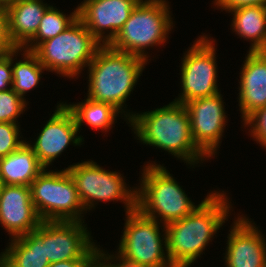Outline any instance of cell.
I'll use <instances>...</instances> for the list:
<instances>
[{
	"label": "cell",
	"instance_id": "obj_1",
	"mask_svg": "<svg viewBox=\"0 0 266 267\" xmlns=\"http://www.w3.org/2000/svg\"><path fill=\"white\" fill-rule=\"evenodd\" d=\"M218 190L208 191L189 215L166 225L167 254L173 267L194 266L232 215L228 191Z\"/></svg>",
	"mask_w": 266,
	"mask_h": 267
},
{
	"label": "cell",
	"instance_id": "obj_2",
	"mask_svg": "<svg viewBox=\"0 0 266 267\" xmlns=\"http://www.w3.org/2000/svg\"><path fill=\"white\" fill-rule=\"evenodd\" d=\"M128 126L136 141L166 151L188 168L209 160L192 139L190 115L184 104L172 101L150 111L135 112Z\"/></svg>",
	"mask_w": 266,
	"mask_h": 267
},
{
	"label": "cell",
	"instance_id": "obj_3",
	"mask_svg": "<svg viewBox=\"0 0 266 267\" xmlns=\"http://www.w3.org/2000/svg\"><path fill=\"white\" fill-rule=\"evenodd\" d=\"M146 60L112 49L109 45H101L87 66L88 98L108 103L116 108L124 121L134 115L127 109V101L133 93L140 76L145 71ZM127 100V101H126Z\"/></svg>",
	"mask_w": 266,
	"mask_h": 267
},
{
	"label": "cell",
	"instance_id": "obj_4",
	"mask_svg": "<svg viewBox=\"0 0 266 267\" xmlns=\"http://www.w3.org/2000/svg\"><path fill=\"white\" fill-rule=\"evenodd\" d=\"M137 185V209L146 217L167 225L189 215L195 204L164 164L148 161Z\"/></svg>",
	"mask_w": 266,
	"mask_h": 267
},
{
	"label": "cell",
	"instance_id": "obj_5",
	"mask_svg": "<svg viewBox=\"0 0 266 267\" xmlns=\"http://www.w3.org/2000/svg\"><path fill=\"white\" fill-rule=\"evenodd\" d=\"M169 3L168 0H140L109 46L149 63L153 56L147 50L164 47L174 30L176 23Z\"/></svg>",
	"mask_w": 266,
	"mask_h": 267
},
{
	"label": "cell",
	"instance_id": "obj_6",
	"mask_svg": "<svg viewBox=\"0 0 266 267\" xmlns=\"http://www.w3.org/2000/svg\"><path fill=\"white\" fill-rule=\"evenodd\" d=\"M100 46L78 17L63 32L41 42L32 52L48 73L78 80Z\"/></svg>",
	"mask_w": 266,
	"mask_h": 267
},
{
	"label": "cell",
	"instance_id": "obj_7",
	"mask_svg": "<svg viewBox=\"0 0 266 267\" xmlns=\"http://www.w3.org/2000/svg\"><path fill=\"white\" fill-rule=\"evenodd\" d=\"M121 240L113 252L125 262L146 267H173L167 254L166 225L138 209L125 214Z\"/></svg>",
	"mask_w": 266,
	"mask_h": 267
},
{
	"label": "cell",
	"instance_id": "obj_8",
	"mask_svg": "<svg viewBox=\"0 0 266 267\" xmlns=\"http://www.w3.org/2000/svg\"><path fill=\"white\" fill-rule=\"evenodd\" d=\"M66 169L75 182L86 212L94 210L99 202L111 201L123 203L125 214L137 209V186L130 187L120 171H109L90 159L73 163Z\"/></svg>",
	"mask_w": 266,
	"mask_h": 267
},
{
	"label": "cell",
	"instance_id": "obj_9",
	"mask_svg": "<svg viewBox=\"0 0 266 267\" xmlns=\"http://www.w3.org/2000/svg\"><path fill=\"white\" fill-rule=\"evenodd\" d=\"M30 189L41 221H86L87 212L66 168L58 171L45 168L31 183Z\"/></svg>",
	"mask_w": 266,
	"mask_h": 267
},
{
	"label": "cell",
	"instance_id": "obj_10",
	"mask_svg": "<svg viewBox=\"0 0 266 267\" xmlns=\"http://www.w3.org/2000/svg\"><path fill=\"white\" fill-rule=\"evenodd\" d=\"M211 35L198 36L183 53L180 64V92L174 102L186 104L194 99L221 92L218 88L217 44ZM218 73V74H217Z\"/></svg>",
	"mask_w": 266,
	"mask_h": 267
},
{
	"label": "cell",
	"instance_id": "obj_11",
	"mask_svg": "<svg viewBox=\"0 0 266 267\" xmlns=\"http://www.w3.org/2000/svg\"><path fill=\"white\" fill-rule=\"evenodd\" d=\"M86 222L44 221V252L50 263L70 259H91L100 245Z\"/></svg>",
	"mask_w": 266,
	"mask_h": 267
},
{
	"label": "cell",
	"instance_id": "obj_12",
	"mask_svg": "<svg viewBox=\"0 0 266 267\" xmlns=\"http://www.w3.org/2000/svg\"><path fill=\"white\" fill-rule=\"evenodd\" d=\"M224 104L221 92L185 104L190 115L192 139L209 159L219 154L226 125L228 127L226 104Z\"/></svg>",
	"mask_w": 266,
	"mask_h": 267
},
{
	"label": "cell",
	"instance_id": "obj_13",
	"mask_svg": "<svg viewBox=\"0 0 266 267\" xmlns=\"http://www.w3.org/2000/svg\"><path fill=\"white\" fill-rule=\"evenodd\" d=\"M55 107L56 109L49 120H46V124H43L34 142L27 141L41 165L49 169L70 145L81 147L85 141L84 137L78 133L74 114L66 104L60 100Z\"/></svg>",
	"mask_w": 266,
	"mask_h": 267
},
{
	"label": "cell",
	"instance_id": "obj_14",
	"mask_svg": "<svg viewBox=\"0 0 266 267\" xmlns=\"http://www.w3.org/2000/svg\"><path fill=\"white\" fill-rule=\"evenodd\" d=\"M240 214L234 216L229 228L223 266L266 267V235L259 229L260 226L257 227L254 219Z\"/></svg>",
	"mask_w": 266,
	"mask_h": 267
},
{
	"label": "cell",
	"instance_id": "obj_15",
	"mask_svg": "<svg viewBox=\"0 0 266 267\" xmlns=\"http://www.w3.org/2000/svg\"><path fill=\"white\" fill-rule=\"evenodd\" d=\"M140 0H83L78 17L101 45H109Z\"/></svg>",
	"mask_w": 266,
	"mask_h": 267
},
{
	"label": "cell",
	"instance_id": "obj_16",
	"mask_svg": "<svg viewBox=\"0 0 266 267\" xmlns=\"http://www.w3.org/2000/svg\"><path fill=\"white\" fill-rule=\"evenodd\" d=\"M41 222L29 186L3 185L0 191V225L9 239L33 232Z\"/></svg>",
	"mask_w": 266,
	"mask_h": 267
},
{
	"label": "cell",
	"instance_id": "obj_17",
	"mask_svg": "<svg viewBox=\"0 0 266 267\" xmlns=\"http://www.w3.org/2000/svg\"><path fill=\"white\" fill-rule=\"evenodd\" d=\"M246 54L237 88L241 122L266 106V62L256 51H247Z\"/></svg>",
	"mask_w": 266,
	"mask_h": 267
},
{
	"label": "cell",
	"instance_id": "obj_18",
	"mask_svg": "<svg viewBox=\"0 0 266 267\" xmlns=\"http://www.w3.org/2000/svg\"><path fill=\"white\" fill-rule=\"evenodd\" d=\"M0 253V267H48L44 252V221L28 234L8 240Z\"/></svg>",
	"mask_w": 266,
	"mask_h": 267
},
{
	"label": "cell",
	"instance_id": "obj_19",
	"mask_svg": "<svg viewBox=\"0 0 266 267\" xmlns=\"http://www.w3.org/2000/svg\"><path fill=\"white\" fill-rule=\"evenodd\" d=\"M49 6L45 0H20L7 9L8 33L16 48H23L36 35Z\"/></svg>",
	"mask_w": 266,
	"mask_h": 267
},
{
	"label": "cell",
	"instance_id": "obj_20",
	"mask_svg": "<svg viewBox=\"0 0 266 267\" xmlns=\"http://www.w3.org/2000/svg\"><path fill=\"white\" fill-rule=\"evenodd\" d=\"M44 169L27 141L14 152L0 158V175L4 185L30 187Z\"/></svg>",
	"mask_w": 266,
	"mask_h": 267
},
{
	"label": "cell",
	"instance_id": "obj_21",
	"mask_svg": "<svg viewBox=\"0 0 266 267\" xmlns=\"http://www.w3.org/2000/svg\"><path fill=\"white\" fill-rule=\"evenodd\" d=\"M231 30L240 39L249 41L250 52L266 46V6H246L230 12Z\"/></svg>",
	"mask_w": 266,
	"mask_h": 267
},
{
	"label": "cell",
	"instance_id": "obj_22",
	"mask_svg": "<svg viewBox=\"0 0 266 267\" xmlns=\"http://www.w3.org/2000/svg\"><path fill=\"white\" fill-rule=\"evenodd\" d=\"M84 97L86 99L77 103L63 101L74 114L79 134L84 123H86L84 125H88L91 130L94 128L98 131L101 130L100 132L103 134H107L108 131L110 132L115 127L113 125L117 122V118L121 117L120 119H122L124 117L112 105L94 101L86 96Z\"/></svg>",
	"mask_w": 266,
	"mask_h": 267
},
{
	"label": "cell",
	"instance_id": "obj_23",
	"mask_svg": "<svg viewBox=\"0 0 266 267\" xmlns=\"http://www.w3.org/2000/svg\"><path fill=\"white\" fill-rule=\"evenodd\" d=\"M20 55L22 58L17 60ZM44 71L47 70L32 51L16 48L12 52V89L24 100H27V102L26 94L39 86L43 77L42 74L44 75L45 73Z\"/></svg>",
	"mask_w": 266,
	"mask_h": 267
},
{
	"label": "cell",
	"instance_id": "obj_24",
	"mask_svg": "<svg viewBox=\"0 0 266 267\" xmlns=\"http://www.w3.org/2000/svg\"><path fill=\"white\" fill-rule=\"evenodd\" d=\"M78 18V5L70 13L66 14L53 5H50L43 14L36 35L23 47L27 51H33L41 42L47 41L63 32Z\"/></svg>",
	"mask_w": 266,
	"mask_h": 267
},
{
	"label": "cell",
	"instance_id": "obj_25",
	"mask_svg": "<svg viewBox=\"0 0 266 267\" xmlns=\"http://www.w3.org/2000/svg\"><path fill=\"white\" fill-rule=\"evenodd\" d=\"M29 102L24 100L13 89L0 91V123H16L21 115L29 109Z\"/></svg>",
	"mask_w": 266,
	"mask_h": 267
},
{
	"label": "cell",
	"instance_id": "obj_26",
	"mask_svg": "<svg viewBox=\"0 0 266 267\" xmlns=\"http://www.w3.org/2000/svg\"><path fill=\"white\" fill-rule=\"evenodd\" d=\"M20 126L16 123H0V158L14 152L27 141L22 136Z\"/></svg>",
	"mask_w": 266,
	"mask_h": 267
},
{
	"label": "cell",
	"instance_id": "obj_27",
	"mask_svg": "<svg viewBox=\"0 0 266 267\" xmlns=\"http://www.w3.org/2000/svg\"><path fill=\"white\" fill-rule=\"evenodd\" d=\"M242 123L241 128L248 127V136L266 150V106L253 112Z\"/></svg>",
	"mask_w": 266,
	"mask_h": 267
},
{
	"label": "cell",
	"instance_id": "obj_28",
	"mask_svg": "<svg viewBox=\"0 0 266 267\" xmlns=\"http://www.w3.org/2000/svg\"><path fill=\"white\" fill-rule=\"evenodd\" d=\"M16 49L8 33L7 10L0 7V56L13 52Z\"/></svg>",
	"mask_w": 266,
	"mask_h": 267
},
{
	"label": "cell",
	"instance_id": "obj_29",
	"mask_svg": "<svg viewBox=\"0 0 266 267\" xmlns=\"http://www.w3.org/2000/svg\"><path fill=\"white\" fill-rule=\"evenodd\" d=\"M12 52L0 56V91L12 89Z\"/></svg>",
	"mask_w": 266,
	"mask_h": 267
},
{
	"label": "cell",
	"instance_id": "obj_30",
	"mask_svg": "<svg viewBox=\"0 0 266 267\" xmlns=\"http://www.w3.org/2000/svg\"><path fill=\"white\" fill-rule=\"evenodd\" d=\"M211 4L215 6V10H224L227 13L246 6H266V0H213Z\"/></svg>",
	"mask_w": 266,
	"mask_h": 267
},
{
	"label": "cell",
	"instance_id": "obj_31",
	"mask_svg": "<svg viewBox=\"0 0 266 267\" xmlns=\"http://www.w3.org/2000/svg\"><path fill=\"white\" fill-rule=\"evenodd\" d=\"M88 267H117L101 250L90 260Z\"/></svg>",
	"mask_w": 266,
	"mask_h": 267
},
{
	"label": "cell",
	"instance_id": "obj_32",
	"mask_svg": "<svg viewBox=\"0 0 266 267\" xmlns=\"http://www.w3.org/2000/svg\"><path fill=\"white\" fill-rule=\"evenodd\" d=\"M91 259H70L67 261H60L50 263L48 267H88Z\"/></svg>",
	"mask_w": 266,
	"mask_h": 267
},
{
	"label": "cell",
	"instance_id": "obj_33",
	"mask_svg": "<svg viewBox=\"0 0 266 267\" xmlns=\"http://www.w3.org/2000/svg\"><path fill=\"white\" fill-rule=\"evenodd\" d=\"M100 250L117 266V267H146V266H138L135 264H131L128 262L123 261L122 259L118 258L113 252H110L103 249L102 247ZM112 253V254H111Z\"/></svg>",
	"mask_w": 266,
	"mask_h": 267
},
{
	"label": "cell",
	"instance_id": "obj_34",
	"mask_svg": "<svg viewBox=\"0 0 266 267\" xmlns=\"http://www.w3.org/2000/svg\"><path fill=\"white\" fill-rule=\"evenodd\" d=\"M18 1L20 0H0V7L7 10L9 7L13 6Z\"/></svg>",
	"mask_w": 266,
	"mask_h": 267
},
{
	"label": "cell",
	"instance_id": "obj_35",
	"mask_svg": "<svg viewBox=\"0 0 266 267\" xmlns=\"http://www.w3.org/2000/svg\"><path fill=\"white\" fill-rule=\"evenodd\" d=\"M256 52H257V53H258V54L265 60V62H266V46H264V47L258 49Z\"/></svg>",
	"mask_w": 266,
	"mask_h": 267
},
{
	"label": "cell",
	"instance_id": "obj_36",
	"mask_svg": "<svg viewBox=\"0 0 266 267\" xmlns=\"http://www.w3.org/2000/svg\"><path fill=\"white\" fill-rule=\"evenodd\" d=\"M3 182H2V178H1V175H0V191L2 190V187H3Z\"/></svg>",
	"mask_w": 266,
	"mask_h": 267
}]
</instances>
